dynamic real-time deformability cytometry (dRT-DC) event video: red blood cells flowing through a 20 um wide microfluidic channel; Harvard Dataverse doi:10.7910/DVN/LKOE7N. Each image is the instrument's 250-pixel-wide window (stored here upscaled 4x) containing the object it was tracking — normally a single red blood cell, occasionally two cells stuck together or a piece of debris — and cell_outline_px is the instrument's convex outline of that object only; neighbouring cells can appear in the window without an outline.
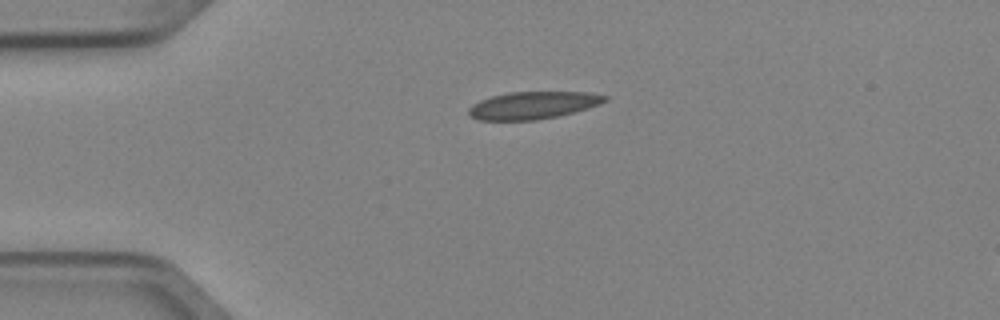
{"species": "Egyptian fruit bat (a non-hibernating species)", "species_latin": "Rousettus aegyptiacus", "temperature_condition": "cold", "stored_images_in_passage": 5, "camera_frame_rate_fps": 3000, "um_per_image_px": 0.085, "animal": {"sex": "female"}, "frame": {"image": 1, "passage_image": 1, "time_ms": 0.0, "image_size_px": [1000, 320], "cell_outline_px": [[608, 100], [600, 104], [588, 108], [556, 116], [536, 120], [480, 120], [472, 116], [468, 112], [468, 108], [472, 104], [480, 100], [492, 96], [508, 92], [588, 92], [608, 96]], "centroid_in_image_um": [45.31, 8.94], "position_along_channel_um": 39.7, "area_um2": 21.62}}
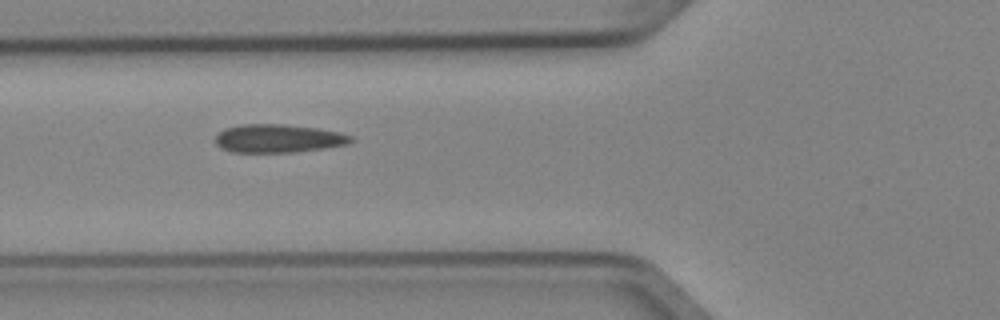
{"frame": {"image": 2, "passage_image": 3, "time_ms": 0.667, "image_size_px": [1000, 320], "cell_outline_px": [[352, 140], [348, 144], [324, 148], [292, 152], [232, 152], [220, 148], [216, 144], [216, 136], [224, 128], [240, 124], [284, 124], [316, 128], [340, 132], [352, 136]], "centroid_in_image_um": [23.63, 11.76], "position_along_channel_um": 102.2, "area_um2": 22.31}}
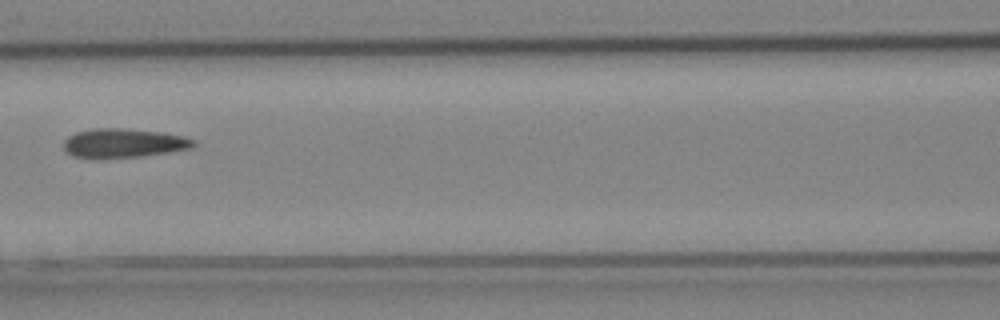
{"frame": {"image": 3, "passage_image": 4, "time_ms": 1.0, "image_size_px": [1000, 320], "cell_outline_px": [[196, 144], [192, 148], [168, 152], [140, 156], [72, 156], [64, 148], [64, 140], [68, 136], [76, 132], [92, 128], [124, 128], [164, 132], [184, 136], [196, 140]], "centroid_in_image_um": [10.57, 12.12], "position_along_channel_um": 156.0, "area_um2": 21.56}}